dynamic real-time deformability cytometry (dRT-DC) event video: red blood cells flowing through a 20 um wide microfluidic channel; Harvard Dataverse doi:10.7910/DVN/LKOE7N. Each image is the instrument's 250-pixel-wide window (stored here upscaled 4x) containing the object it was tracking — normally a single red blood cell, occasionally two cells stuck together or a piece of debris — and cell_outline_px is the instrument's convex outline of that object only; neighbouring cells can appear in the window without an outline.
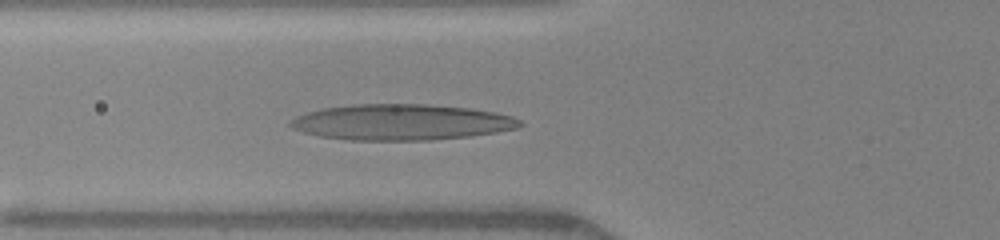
{"species": "human", "species_latin": "Homo sapiens", "temperature_condition": "warm", "stored_images_in_passage": 28, "camera_frame_rate_fps": 3000, "um_per_image_px": 0.085, "donor": {"sex": "female"}, "frame": {"image": 1, "passage_image": 5, "time_ms": 1.333, "image_size_px": [1000, 240], "cell_outline_px": [[524, 124], [520, 128], [496, 132], [468, 136], [432, 140], [348, 140], [320, 136], [304, 132], [292, 128], [288, 124], [288, 120], [296, 116], [308, 112], [324, 108], [352, 104], [424, 104], [472, 108], [496, 112], [512, 116], [520, 120]], "centroid_in_image_um": [34.13, 10.38], "position_along_channel_um": 91.7, "area_um2": 48.15}}
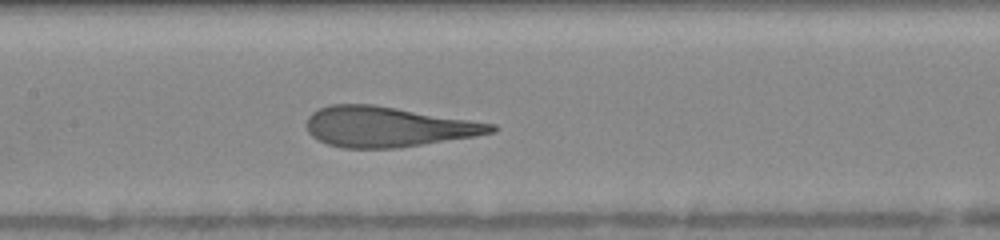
{"frame": {"image": 2, "passage_image": 11, "time_ms": 3.333, "image_size_px": [1000, 240], "cell_outline_px": [[496, 132], [476, 136], [396, 148], [344, 148], [328, 144], [312, 136], [308, 132], [308, 116], [312, 112], [320, 108], [332, 104], [372, 104], [496, 124]], "centroid_in_image_um": [32.97, 10.77], "position_along_channel_um": 174.4, "area_um2": 42.95}}
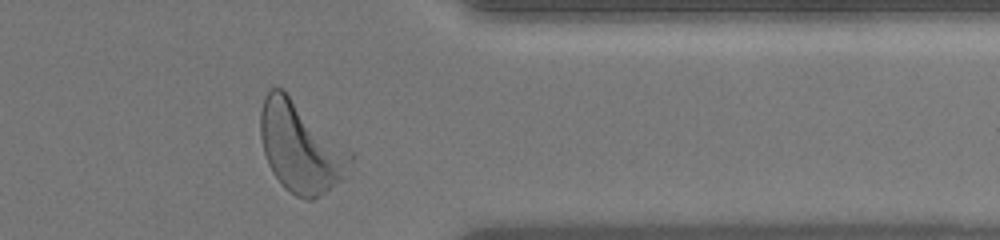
{"frame": {"image": 3, "passage_image": 27, "time_ms": 8.667, "image_size_px": [1000, 240], "cell_outline_px": [[356, 156], [344, 176], [340, 180], [324, 192], [312, 200], [304, 200], [296, 196], [284, 188], [272, 172], [268, 164], [264, 152], [260, 136], [260, 112], [264, 96], [268, 88], [284, 88], [352, 152]], "centroid_in_image_um": [25.54, 12.48], "position_along_channel_um": 385.9, "area_um2": 47.63}}